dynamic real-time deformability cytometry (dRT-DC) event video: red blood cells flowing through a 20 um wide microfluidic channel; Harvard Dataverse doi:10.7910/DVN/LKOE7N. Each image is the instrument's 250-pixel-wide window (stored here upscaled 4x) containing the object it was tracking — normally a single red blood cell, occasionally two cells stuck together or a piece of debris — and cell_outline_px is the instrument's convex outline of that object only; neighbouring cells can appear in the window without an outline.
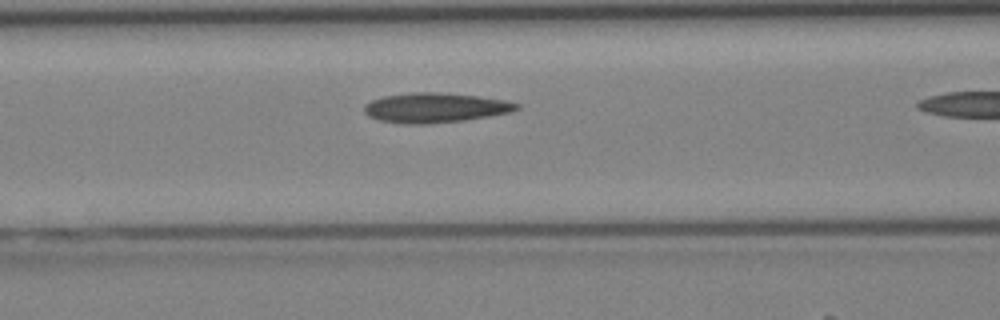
{"species": "Egyptian fruit bat (a non-hibernating species)", "species_latin": "Rousettus aegyptiacus", "temperature_condition": "cold", "stored_images_in_passage": 28, "camera_frame_rate_fps": 3000, "um_per_image_px": 0.085, "animal": {"sex": "female"}, "frame": {"image": 1, "passage_image": 13, "time_ms": 4.0, "image_size_px": [1000, 320], "cell_outline_px": [[520, 108], [508, 112], [488, 116], [464, 120], [428, 124], [412, 124], [380, 120], [368, 116], [364, 112], [364, 104], [372, 100], [384, 96], [412, 92], [436, 92], [476, 96], [504, 100], [520, 104]], "centroid_in_image_um": [36.96, 9.15], "position_along_channel_um": 129.6, "area_um2": 26.13}}